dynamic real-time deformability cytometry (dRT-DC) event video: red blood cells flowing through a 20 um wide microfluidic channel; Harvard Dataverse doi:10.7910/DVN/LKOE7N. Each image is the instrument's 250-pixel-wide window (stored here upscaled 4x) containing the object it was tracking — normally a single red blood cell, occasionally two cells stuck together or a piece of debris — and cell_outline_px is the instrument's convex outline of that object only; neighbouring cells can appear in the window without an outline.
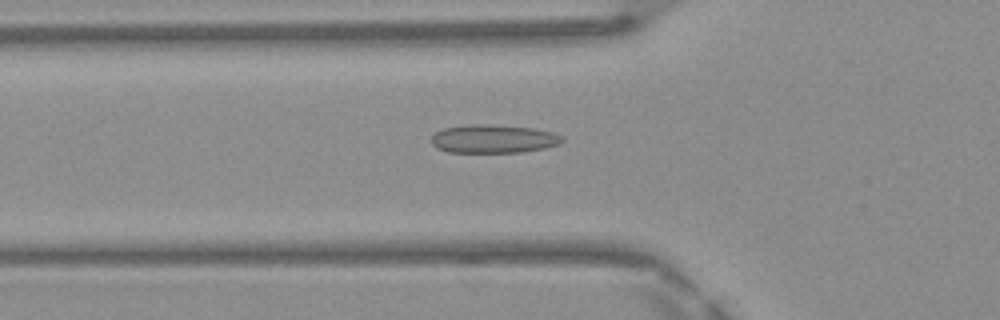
{"species": "Egyptian fruit bat (a non-hibernating species)", "species_latin": "Rousettus aegyptiacus", "temperature_condition": "warm", "stored_images_in_passage": 42, "camera_frame_rate_fps": 3000, "um_per_image_px": 0.085, "frame": {"image": 1, "passage_image": 11, "time_ms": 3.333, "image_size_px": [1000, 320], "cell_outline_px": [[564, 140], [556, 144], [544, 148], [520, 152], [448, 152], [436, 148], [432, 144], [432, 136], [436, 132], [444, 128], [472, 124], [480, 124], [536, 128], [552, 132], [560, 136]], "centroid_in_image_um": [41.91, 11.8], "position_along_channel_um": 83.9, "area_um2": 21.39}}
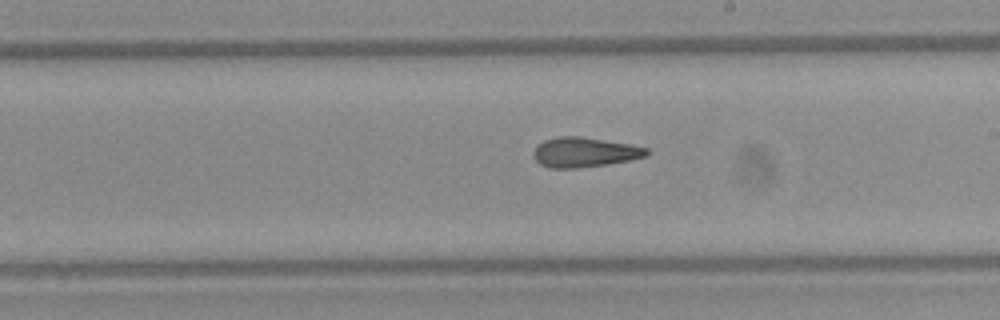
{"frame": {"image": 2, "passage_image": 22, "time_ms": 7.0, "image_size_px": [1000, 320], "cell_outline_px": [[652, 152], [648, 156], [632, 160], [576, 168], [548, 168], [540, 164], [532, 156], [532, 152], [536, 144], [544, 140], [560, 136], [580, 136], [628, 144], [648, 148]], "centroid_in_image_um": [49.67, 12.94], "position_along_channel_um": 239.3, "area_um2": 19.83}}
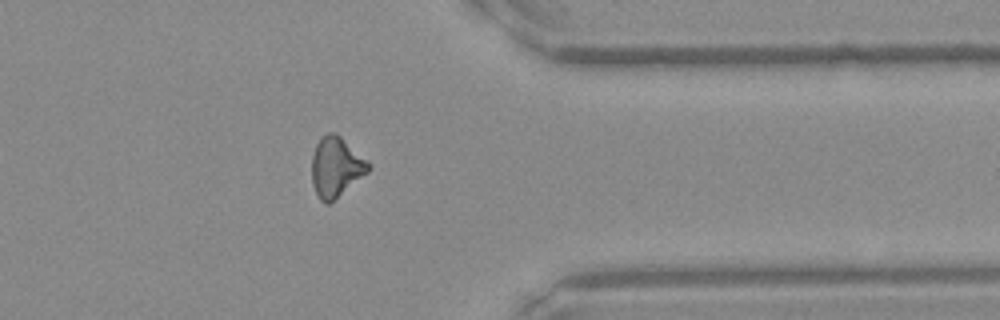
{"frame": {"image": 3, "passage_image": 33, "time_ms": 10.667, "image_size_px": [1000, 320], "cell_outline_px": [[372, 168], [368, 172], [328, 204], [324, 204], [320, 200], [312, 184], [312, 156], [316, 144], [328, 132], [336, 132], [368, 160], [372, 164]], "centroid_in_image_um": [28.58, 14.18], "position_along_channel_um": 382.8, "area_um2": 19.71}, "authors_computed_cell_mechanics": {"area_um2": 19.7098, "velocity_mm_per_s": 4.2155, "shape_relaxation_time_tau1_ms": null, "shape_relaxation_time_tau2_ms": 3.9679, "deformation_change_tau1": null, "deformation_change_tau2": 0.1307}}